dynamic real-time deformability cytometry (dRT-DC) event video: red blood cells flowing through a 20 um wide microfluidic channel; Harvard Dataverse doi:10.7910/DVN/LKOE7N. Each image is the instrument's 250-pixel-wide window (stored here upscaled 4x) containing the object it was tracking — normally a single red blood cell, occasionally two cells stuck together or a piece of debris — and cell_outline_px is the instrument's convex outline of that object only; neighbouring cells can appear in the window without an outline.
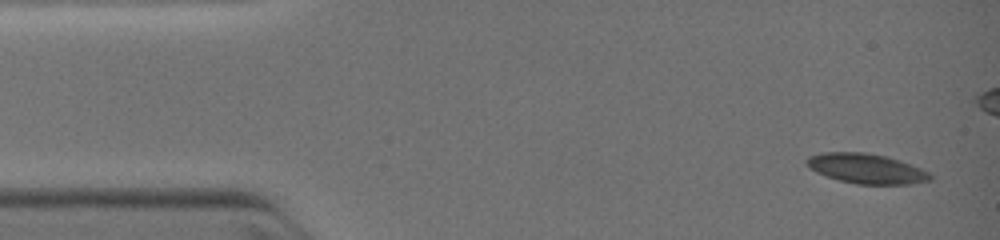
{"species": "common noctule bat (a hibernating species)", "species_latin": "Nyctalus noctula", "temperature_condition": "warm", "stored_images_in_passage": 6, "camera_frame_rate_fps": 3000, "um_per_image_px": 0.085, "animal": {"sex": "female", "body_mass_g": 19.0, "forearm_length_mm": 51.5}, "frame": {"image": 1, "passage_image": 1, "time_ms": 0.0, "image_size_px": [1000, 240], "cell_outline_px": [[932, 180], [908, 184], [856, 184], [840, 180], [816, 172], [808, 168], [804, 160], [808, 156], [820, 152], [864, 152], [888, 156], [900, 160], [920, 168], [928, 172], [932, 176]], "centroid_in_image_um": [73.6, 14.31], "position_along_channel_um": 11.4, "area_um2": 21.62}}
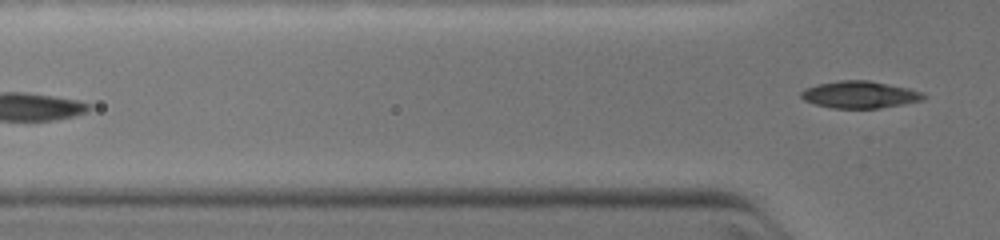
{"frame": {"image": 2, "passage_image": 6, "time_ms": 4.333, "image_size_px": [1000, 240], "cell_outline_px": [[928, 96], [924, 100], [880, 108], [832, 108], [816, 104], [804, 100], [800, 96], [800, 92], [804, 88], [816, 84], [840, 80], [868, 80], [908, 88], [924, 92]], "centroid_in_image_um": [73.09, 8.04], "position_along_channel_um": 52.7, "area_um2": 19.42}}